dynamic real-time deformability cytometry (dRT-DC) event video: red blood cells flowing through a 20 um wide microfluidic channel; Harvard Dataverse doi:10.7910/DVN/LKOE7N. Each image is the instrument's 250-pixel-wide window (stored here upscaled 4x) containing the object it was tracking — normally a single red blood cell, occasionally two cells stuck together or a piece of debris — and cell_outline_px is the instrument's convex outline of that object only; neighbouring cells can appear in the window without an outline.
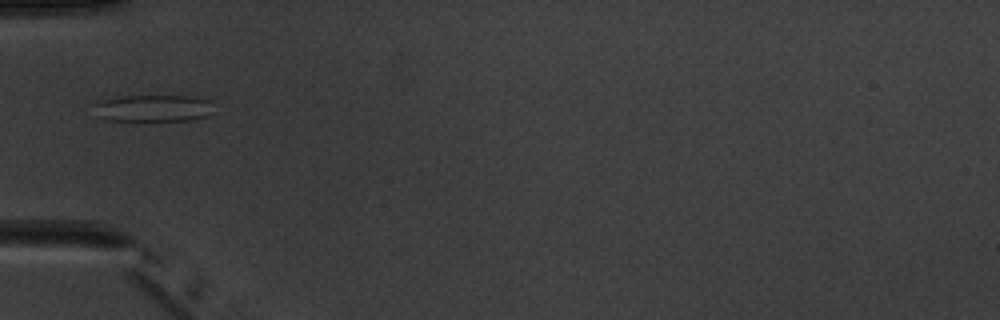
{"species": "common noctule bat (a hibernating species)", "species_latin": "Nyctalus noctula", "temperature_condition": "warm", "stored_images_in_passage": 6, "camera_frame_rate_fps": 3000, "um_per_image_px": 0.085, "animal": {"sex": "male", "body_mass_g": 20.1, "forearm_length_mm": 53.5}, "frame": {"image": 1, "passage_image": 6, "time_ms": 5.667, "image_size_px": [1000, 320], "cell_outline_px": [[212, 112], [208, 116], [188, 120], [148, 124], [104, 120], [96, 116], [92, 104], [100, 100], [120, 96], [192, 96], [212, 100]], "centroid_in_image_um": [12.96, 9.25], "position_along_channel_um": 72.0, "area_um2": 20.23}}